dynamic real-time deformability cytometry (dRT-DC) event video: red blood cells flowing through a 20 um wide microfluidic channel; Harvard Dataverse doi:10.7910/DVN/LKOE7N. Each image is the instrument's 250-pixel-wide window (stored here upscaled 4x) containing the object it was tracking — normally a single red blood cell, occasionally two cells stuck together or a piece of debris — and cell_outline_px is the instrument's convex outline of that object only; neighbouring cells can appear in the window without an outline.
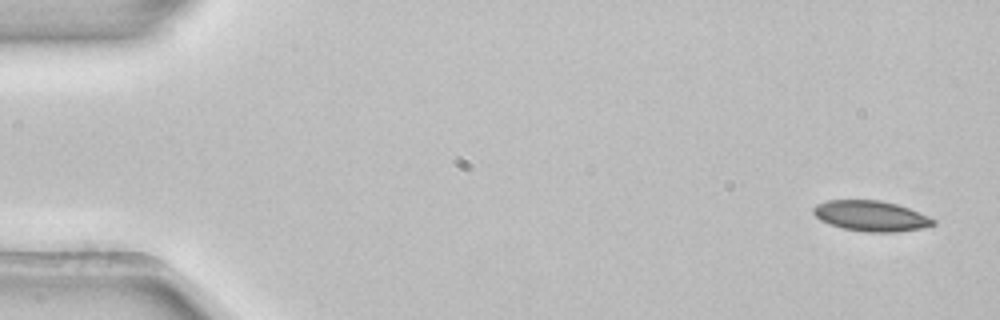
{"species": "common noctule bat (a hibernating species)", "species_latin": "Nyctalus noctula", "temperature_condition": "room temperature", "stored_images_in_passage": 5, "camera_frame_rate_fps": 3000, "um_per_image_px": 0.085, "animal": {"sex": "female", "body_mass_g": 22.7, "forearm_length_mm": 54.2}, "frame": {"image": 1, "passage_image": 1, "time_ms": 0.0, "image_size_px": [1000, 320], "cell_outline_px": [[936, 224], [920, 228], [896, 232], [864, 232], [844, 228], [820, 220], [812, 212], [812, 208], [816, 204], [828, 200], [880, 200], [896, 204], [908, 208], [936, 220]], "centroid_in_image_um": [74.01, 18.35], "position_along_channel_um": 11.0, "area_um2": 21.1}}
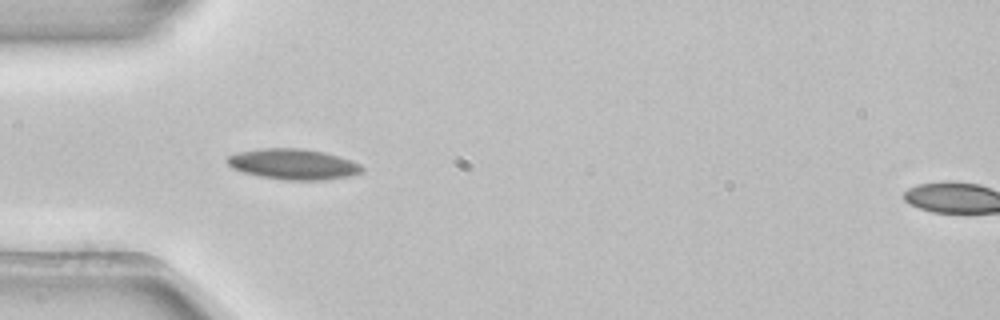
{"frame": {"image": 2, "passage_image": 4, "time_ms": 1.0, "image_size_px": [1000, 320], "cell_outline_px": [[364, 172], [348, 176], [324, 180], [284, 180], [260, 176], [244, 172], [232, 168], [228, 164], [228, 156], [240, 152], [260, 148], [304, 148], [324, 152], [360, 164], [364, 168]], "centroid_in_image_um": [24.94, 13.96], "position_along_channel_um": 60.1, "area_um2": 23.87}}